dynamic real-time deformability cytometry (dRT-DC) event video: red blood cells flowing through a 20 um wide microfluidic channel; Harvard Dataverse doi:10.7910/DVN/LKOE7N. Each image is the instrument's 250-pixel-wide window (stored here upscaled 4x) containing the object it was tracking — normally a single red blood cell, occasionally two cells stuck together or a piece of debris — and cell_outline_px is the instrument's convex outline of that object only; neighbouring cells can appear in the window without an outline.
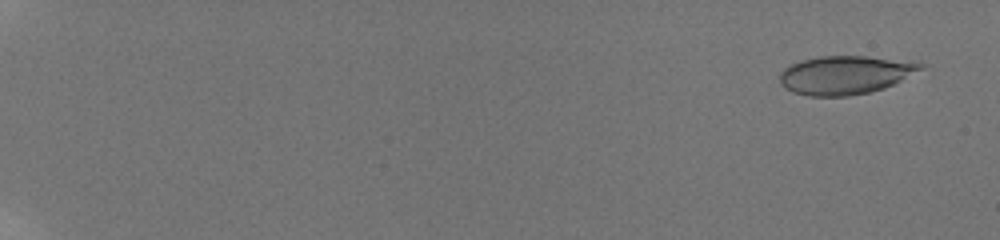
{"species": "human", "species_latin": "Homo sapiens", "temperature_condition": "room temperature", "stored_images_in_passage": 57, "camera_frame_rate_fps": 3000, "um_per_image_px": 0.085, "donor": {"sex": "male"}, "frame": {"image": 1, "passage_image": 3, "time_ms": 0.667, "image_size_px": [1000, 240], "cell_outline_px": [[928, 64], [924, 68], [884, 88], [868, 92], [848, 96], [808, 96], [792, 92], [784, 88], [780, 84], [780, 72], [784, 68], [800, 60], [820, 56], [864, 56]], "centroid_in_image_um": [71.78, 6.38], "position_along_channel_um": 13.2, "area_um2": 31.39}}
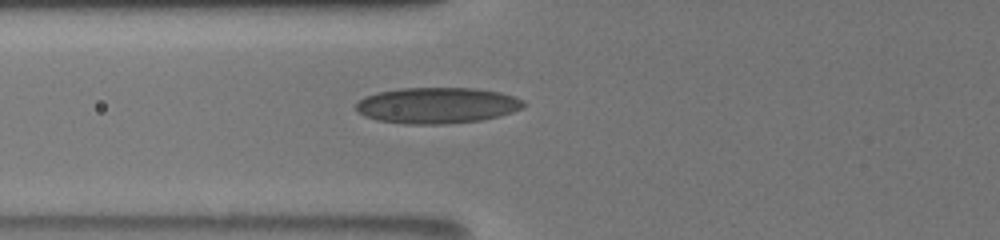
{"frame": {"image": 2, "passage_image": 26, "time_ms": 8.333, "image_size_px": [1000, 240], "cell_outline_px": [[524, 108], [500, 116], [480, 120], [444, 124], [404, 124], [376, 120], [364, 116], [356, 112], [356, 104], [364, 96], [376, 92], [400, 88], [476, 88], [500, 92], [524, 100]], "centroid_in_image_um": [37.12, 8.96], "position_along_channel_um": 88.7, "area_um2": 35.43}}
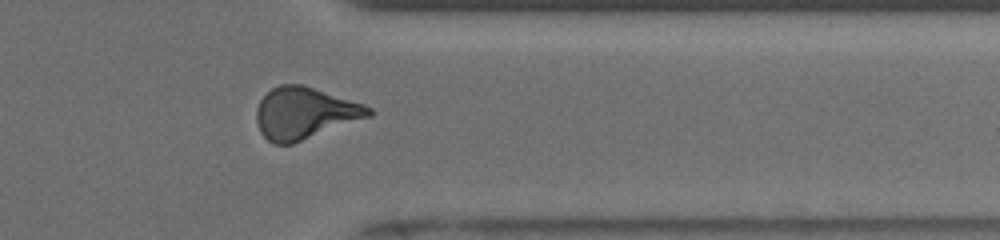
{"frame": {"image": 3, "passage_image": 49, "time_ms": 16.0, "image_size_px": [1000, 240], "cell_outline_px": [[376, 112], [372, 116], [292, 144], [276, 144], [268, 140], [260, 132], [256, 120], [256, 108], [260, 100], [272, 88], [280, 84], [300, 84], [364, 104], [372, 108]], "centroid_in_image_um": [25.91, 9.63], "position_along_channel_um": 385.5, "area_um2": 33.76}, "authors_computed_cell_mechanics": {"area_um2": 32.2524, "velocity_mm_per_s": 3.8807, "shape_relaxation_time_tau1_ms": 9.1365, "shape_relaxation_time_tau2_ms": 1.9966, "deformation_change_tau1": 0.201, "deformation_change_tau2": 0.1047}}